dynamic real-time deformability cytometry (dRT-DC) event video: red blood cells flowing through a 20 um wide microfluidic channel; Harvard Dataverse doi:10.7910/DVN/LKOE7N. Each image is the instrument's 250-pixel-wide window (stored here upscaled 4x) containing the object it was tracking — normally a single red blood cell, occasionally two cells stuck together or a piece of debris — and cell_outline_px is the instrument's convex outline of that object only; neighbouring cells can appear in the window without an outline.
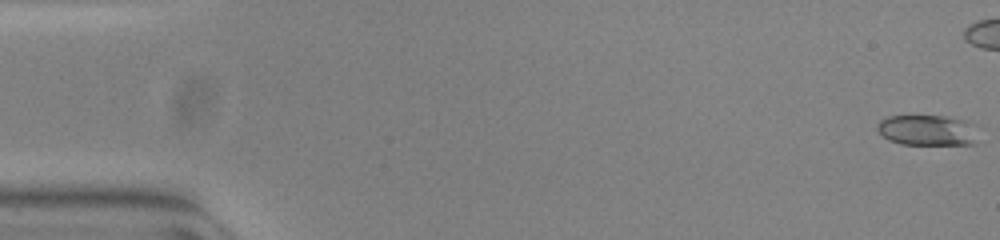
{"species": "common noctule bat (a hibernating species)", "species_latin": "Nyctalus noctula", "temperature_condition": "warm", "stored_images_in_passage": 44, "camera_frame_rate_fps": 3000, "um_per_image_px": 0.085, "animal": {"sex": "female", "body_mass_g": 23.0, "forearm_length_mm": 53.4}, "frame": {"image": 1, "passage_image": 1, "time_ms": 0.0, "image_size_px": [1000, 240], "cell_outline_px": [[976, 144], [900, 144], [888, 140], [876, 128], [876, 124], [884, 116], [944, 116], [968, 120], [976, 124]], "centroid_in_image_um": [78.84, 11.06], "position_along_channel_um": 6.2, "area_um2": 18.26}}
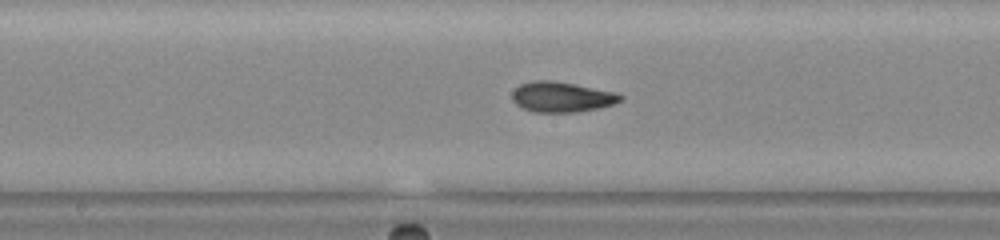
{"frame": {"image": 2, "passage_image": 28, "time_ms": 9.0, "image_size_px": [1000, 240], "cell_outline_px": [[624, 96], [620, 100], [612, 104], [596, 108], [576, 112], [532, 112], [516, 104], [512, 100], [512, 92], [520, 84], [532, 80], [552, 80], [616, 92]], "centroid_in_image_um": [47.7, 8.23], "position_along_channel_um": 200.5, "area_um2": 18.96}}
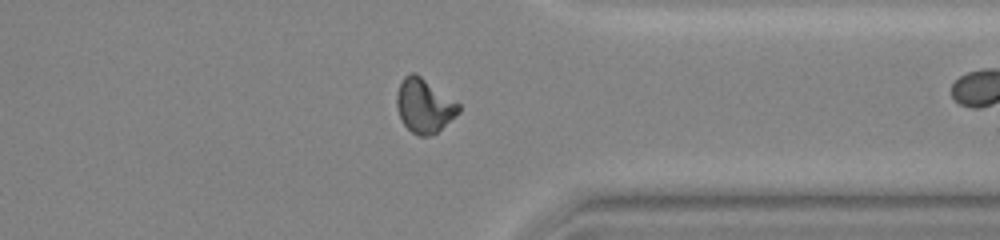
{"frame": {"image": 3, "passage_image": 42, "time_ms": 13.667, "image_size_px": [1000, 240], "cell_outline_px": [[460, 112], [436, 132], [428, 136], [420, 136], [412, 132], [400, 120], [396, 104], [396, 96], [400, 84], [404, 76], [412, 72], [416, 72], [460, 104]], "centroid_in_image_um": [36.04, 8.97], "position_along_channel_um": 375.4, "area_um2": 19.42}}